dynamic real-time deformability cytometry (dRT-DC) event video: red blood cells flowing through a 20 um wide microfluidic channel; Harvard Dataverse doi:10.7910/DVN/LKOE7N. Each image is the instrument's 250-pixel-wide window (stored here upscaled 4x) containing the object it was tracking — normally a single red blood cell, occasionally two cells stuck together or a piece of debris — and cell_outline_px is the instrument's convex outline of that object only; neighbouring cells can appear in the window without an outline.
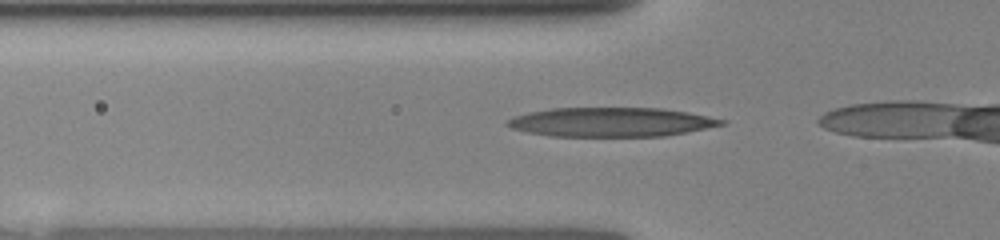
{"species": "human", "species_latin": "Homo sapiens", "temperature_condition": "room temperature", "stored_images_in_passage": 8, "camera_frame_rate_fps": 3000, "um_per_image_px": 0.085, "donor": {"sex": "female"}, "frame": {"image": 1, "passage_image": 2, "time_ms": 0.333, "image_size_px": [1000, 240], "cell_outline_px": [[728, 120], [724, 124], [664, 136], [552, 136], [528, 132], [512, 128], [504, 124], [508, 120], [516, 116], [528, 112], [552, 108], [660, 108], [688, 112]], "centroid_in_image_um": [51.94, 10.37], "position_along_channel_um": 73.9, "area_um2": 36.13}}
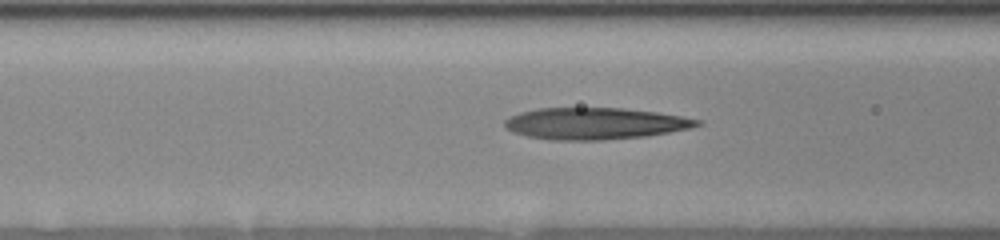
{"frame": {"image": 2, "passage_image": 6, "time_ms": 1.333, "image_size_px": [1000, 240], "cell_outline_px": [[704, 124], [692, 128], [648, 136], [604, 140], [548, 140], [528, 136], [512, 132], [504, 128], [504, 120], [508, 116], [520, 112], [536, 108], [624, 108], [656, 112], [704, 120]], "centroid_in_image_um": [50.58, 10.5], "position_along_channel_um": 116.0, "area_um2": 36.01}}